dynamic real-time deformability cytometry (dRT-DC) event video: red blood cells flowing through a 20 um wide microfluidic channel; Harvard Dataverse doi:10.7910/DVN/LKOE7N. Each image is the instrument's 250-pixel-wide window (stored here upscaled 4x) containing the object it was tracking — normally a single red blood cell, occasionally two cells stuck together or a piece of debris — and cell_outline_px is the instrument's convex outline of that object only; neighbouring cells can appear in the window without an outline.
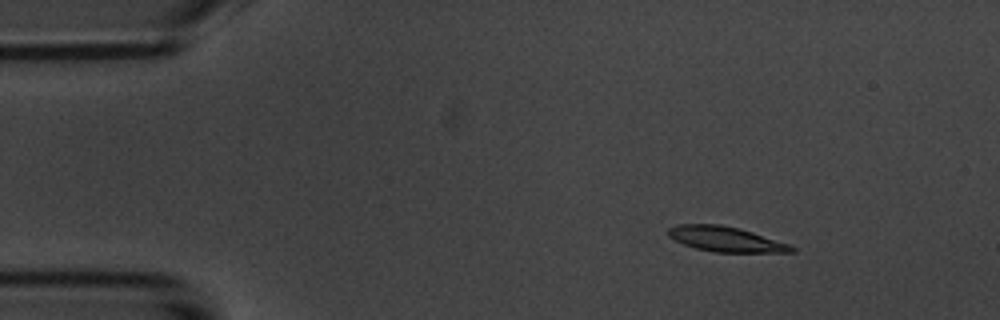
{"species": "common noctule bat (a hibernating species)", "species_latin": "Nyctalus noctula", "temperature_condition": "room temperature", "stored_images_in_passage": 8, "camera_frame_rate_fps": 3000, "um_per_image_px": 0.085, "animal": {"sex": "male", "body_mass_g": 20.1, "forearm_length_mm": 53.5}, "frame": {"image": 1, "passage_image": 3, "time_ms": 2.0, "image_size_px": [1000, 320], "cell_outline_px": [[796, 252], [716, 252], [696, 248], [684, 244], [668, 236], [668, 228], [676, 224], [720, 224], [740, 228], [788, 244], [796, 248]], "centroid_in_image_um": [61.67, 20.32], "position_along_channel_um": 23.3, "area_um2": 17.86}}
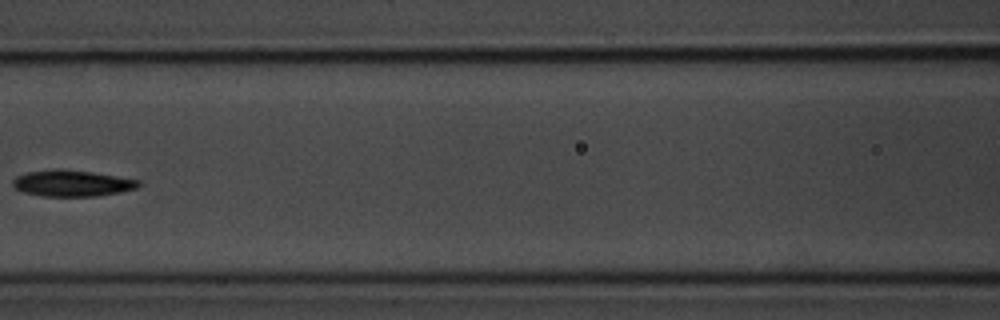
{"frame": {"image": 2, "passage_image": 7, "time_ms": 7.667, "image_size_px": [1000, 320], "cell_outline_px": [[140, 184], [136, 188], [120, 192], [96, 196], [40, 196], [24, 192], [16, 188], [12, 184], [12, 180], [16, 176], [28, 172], [92, 172], [140, 180]], "centroid_in_image_um": [6.16, 15.63], "position_along_channel_um": 160.4, "area_um2": 18.26}}
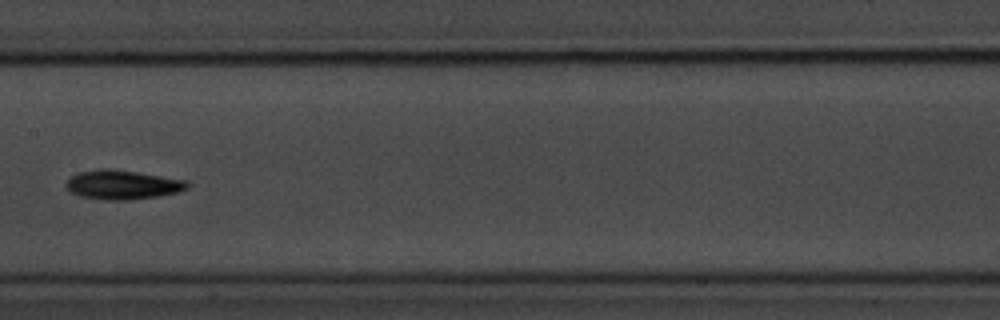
{"frame": {"image": 3, "passage_image": 8, "time_ms": 8.667, "image_size_px": [1000, 320], "cell_outline_px": [[192, 184], [188, 188], [180, 192], [160, 196], [128, 200], [100, 200], [80, 196], [68, 192], [64, 184], [76, 172], [100, 168], [112, 168], [188, 180]], "centroid_in_image_um": [10.42, 15.7], "position_along_channel_um": 197.0, "area_um2": 21.21}}